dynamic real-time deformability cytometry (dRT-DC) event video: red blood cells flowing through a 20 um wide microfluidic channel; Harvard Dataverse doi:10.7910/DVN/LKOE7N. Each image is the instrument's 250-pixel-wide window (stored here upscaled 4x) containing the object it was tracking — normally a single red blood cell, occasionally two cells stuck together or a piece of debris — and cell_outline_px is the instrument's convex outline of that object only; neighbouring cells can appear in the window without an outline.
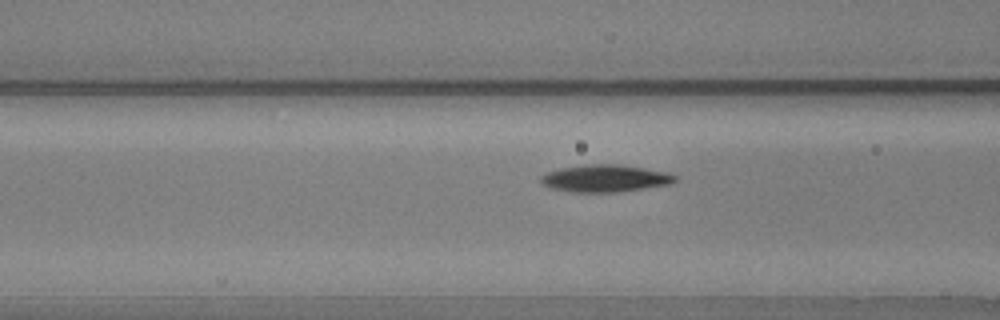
{"species": "common noctule bat (a hibernating species)", "species_latin": "Nyctalus noctula", "temperature_condition": "warm", "stored_images_in_passage": 36, "camera_frame_rate_fps": 3000, "um_per_image_px": 0.085, "animal": {"sex": "male", "body_mass_g": 20.5, "forearm_length_mm": 52.5}, "frame": {"image": 1, "passage_image": 4, "time_ms": 1.0, "image_size_px": [1000, 320], "cell_outline_px": [[676, 180], [672, 184], [616, 192], [568, 192], [548, 188], [540, 184], [540, 176], [548, 172], [560, 168], [584, 164], [616, 164], [644, 168], [668, 172], [676, 176]], "centroid_in_image_um": [51.39, 15.16], "position_along_channel_um": 115.2, "area_um2": 21.5}}
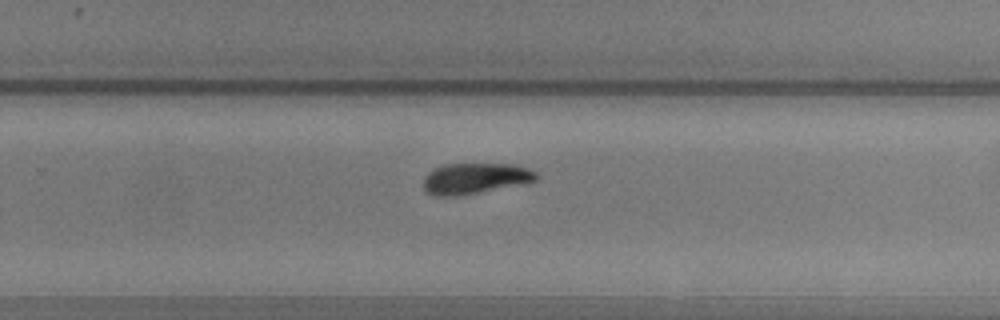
{"frame": {"image": 2, "passage_image": 18, "time_ms": 5.667, "image_size_px": [1000, 320], "cell_outline_px": [[540, 176], [536, 180], [520, 184], [456, 196], [436, 196], [428, 192], [424, 188], [424, 176], [428, 172], [444, 164], [516, 164], [528, 168], [536, 172]], "centroid_in_image_um": [40.39, 15.15], "position_along_channel_um": 289.4, "area_um2": 20.06}}
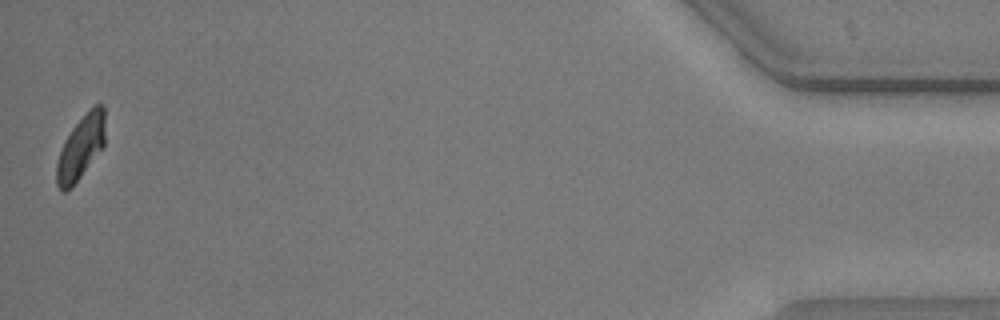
{"frame": {"image": 3, "passage_image": 36, "time_ms": 11.667, "image_size_px": [1000, 320], "cell_outline_px": [[104, 148], [80, 176], [64, 192], [56, 184], [56, 164], [60, 152], [72, 128], [96, 104], [104, 104]], "centroid_in_image_um": [6.89, 12.53], "position_along_channel_um": 428.3, "area_um2": 17.4}}